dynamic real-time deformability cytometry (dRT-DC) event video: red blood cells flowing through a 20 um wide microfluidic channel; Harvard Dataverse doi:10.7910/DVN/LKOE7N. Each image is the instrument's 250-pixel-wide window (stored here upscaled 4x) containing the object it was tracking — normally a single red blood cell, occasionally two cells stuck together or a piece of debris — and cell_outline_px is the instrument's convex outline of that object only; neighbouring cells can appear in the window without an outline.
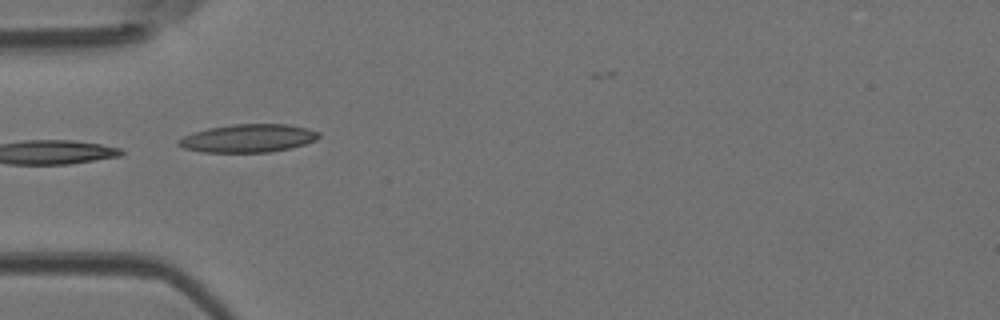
{"species": "Egyptian fruit bat (a non-hibernating species)", "species_latin": "Rousettus aegyptiacus", "temperature_condition": "room temperature", "stored_images_in_passage": 6, "camera_frame_rate_fps": 3000, "um_per_image_px": 0.085, "animal": {"sex": "female"}, "frame": {"image": 1, "passage_image": 4, "time_ms": 1.0, "image_size_px": [1000, 320], "cell_outline_px": [[320, 136], [316, 140], [292, 148], [268, 152], [204, 152], [184, 148], [176, 144], [176, 140], [184, 136], [208, 128], [232, 124], [288, 124], [308, 128], [320, 132]], "centroid_in_image_um": [21.12, 11.75], "position_along_channel_um": 63.9, "area_um2": 23.0}}
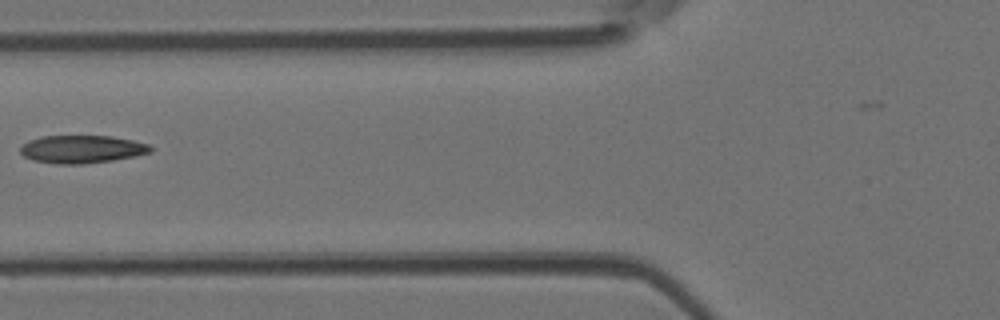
{"frame": {"image": 2, "passage_image": 5, "time_ms": 1.333, "image_size_px": [1000, 320], "cell_outline_px": [[152, 152], [136, 156], [112, 160], [84, 164], [56, 164], [32, 160], [24, 156], [20, 152], [20, 148], [28, 140], [44, 136], [112, 136], [132, 140], [148, 144], [152, 148]], "centroid_in_image_um": [6.96, 12.68], "position_along_channel_um": 118.8, "area_um2": 21.15}}
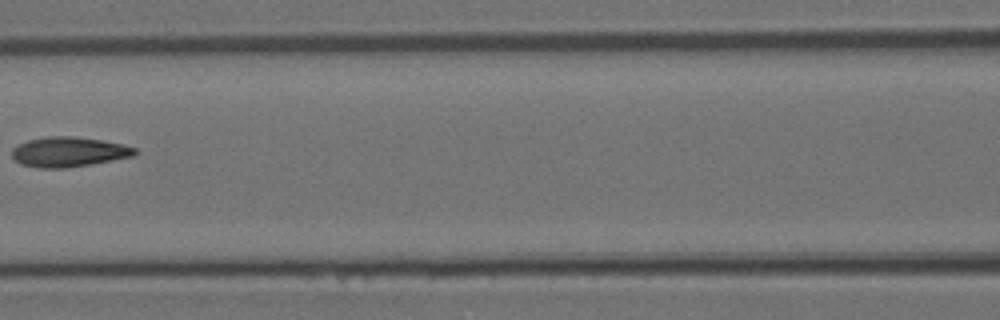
{"frame": {"image": 3, "passage_image": 6, "time_ms": 1.667, "image_size_px": [1000, 320], "cell_outline_px": [[136, 152], [132, 156], [92, 164], [64, 168], [40, 168], [20, 164], [12, 156], [12, 148], [28, 140], [48, 136], [72, 136], [100, 140], [124, 144], [136, 148]], "centroid_in_image_um": [5.82, 12.91], "position_along_channel_um": 160.8, "area_um2": 21.27}}